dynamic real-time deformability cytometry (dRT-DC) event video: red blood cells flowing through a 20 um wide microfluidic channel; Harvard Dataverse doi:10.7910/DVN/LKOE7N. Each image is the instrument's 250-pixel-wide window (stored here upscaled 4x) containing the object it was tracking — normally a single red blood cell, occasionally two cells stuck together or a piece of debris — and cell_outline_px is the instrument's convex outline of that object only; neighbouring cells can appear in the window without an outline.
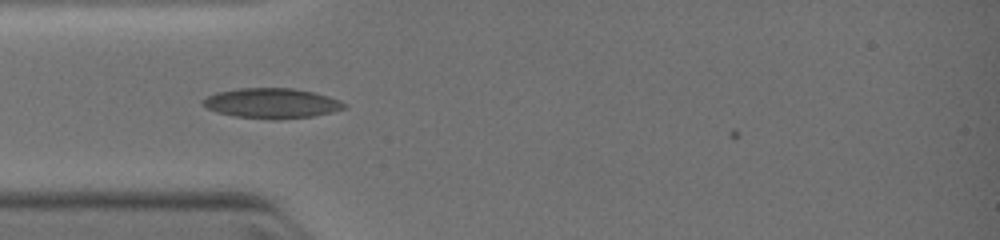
{"species": "common noctule bat (a hibernating species)", "species_latin": "Nyctalus noctula", "temperature_condition": "warm", "stored_images_in_passage": 32, "camera_frame_rate_fps": 3000, "um_per_image_px": 0.085, "animal": {"sex": "female", "body_mass_g": 19.0, "forearm_length_mm": 51.5}, "frame": {"image": 1, "passage_image": 4, "time_ms": 1.0, "image_size_px": [1000, 240], "cell_outline_px": [[348, 104], [344, 108], [312, 116], [272, 120], [236, 116], [216, 112], [200, 104], [200, 100], [216, 92], [240, 88], [292, 88], [312, 92], [328, 96], [340, 100]], "centroid_in_image_um": [23.05, 8.77], "position_along_channel_um": 62.0, "area_um2": 24.68}}
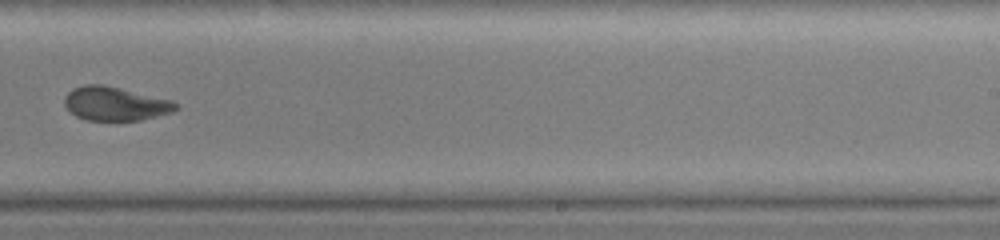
{"frame": {"image": 2, "passage_image": 17, "time_ms": 5.333, "image_size_px": [1000, 240], "cell_outline_px": [[180, 108], [172, 112], [140, 120], [88, 120], [76, 116], [64, 104], [64, 96], [72, 88], [84, 84], [104, 84], [172, 100], [180, 104]], "centroid_in_image_um": [9.81, 8.8], "position_along_channel_um": 279.2, "area_um2": 22.02}}
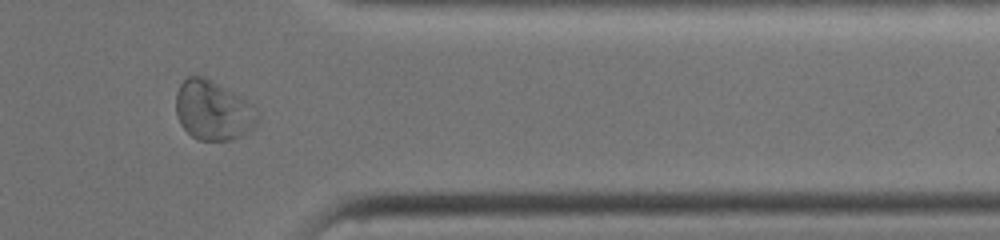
{"frame": {"image": 3, "passage_image": 25, "time_ms": 7.667, "image_size_px": [1000, 240], "cell_outline_px": [[260, 120], [248, 132], [232, 140], [196, 140], [180, 124], [176, 116], [176, 92], [180, 84], [188, 76], [204, 76], [212, 80], [240, 96], [252, 104], [256, 108], [260, 116]], "centroid_in_image_um": [18.12, 9.39], "position_along_channel_um": 393.3, "area_um2": 28.55}}